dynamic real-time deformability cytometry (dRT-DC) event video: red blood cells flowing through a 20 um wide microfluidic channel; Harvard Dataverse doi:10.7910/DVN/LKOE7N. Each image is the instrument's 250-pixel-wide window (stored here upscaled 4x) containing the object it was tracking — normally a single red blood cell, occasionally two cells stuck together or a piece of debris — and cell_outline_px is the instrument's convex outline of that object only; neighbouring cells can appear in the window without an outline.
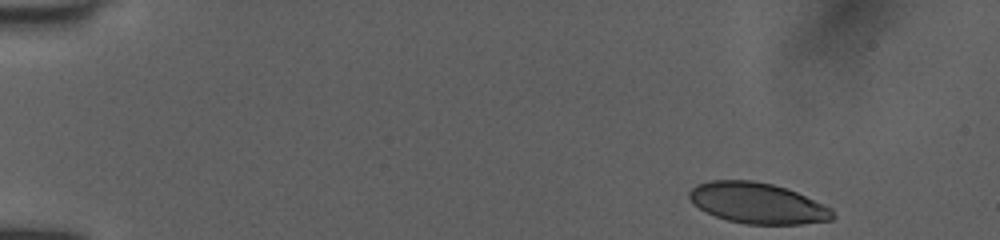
{"species": "human", "species_latin": "Homo sapiens", "temperature_condition": "room temperature", "stored_images_in_passage": 46, "camera_frame_rate_fps": 3000, "um_per_image_px": 0.085, "donor": {"sex": "female"}, "frame": {"image": 1, "passage_image": 1, "time_ms": 0.0, "image_size_px": [1000, 240], "cell_outline_px": [[836, 216], [832, 220], [800, 224], [748, 224], [728, 220], [716, 216], [692, 204], [688, 196], [688, 192], [696, 184], [708, 180], [752, 180], [772, 184], [796, 192], [832, 208]], "centroid_in_image_um": [64.38, 17.26], "position_along_channel_um": 20.6, "area_um2": 34.04}}
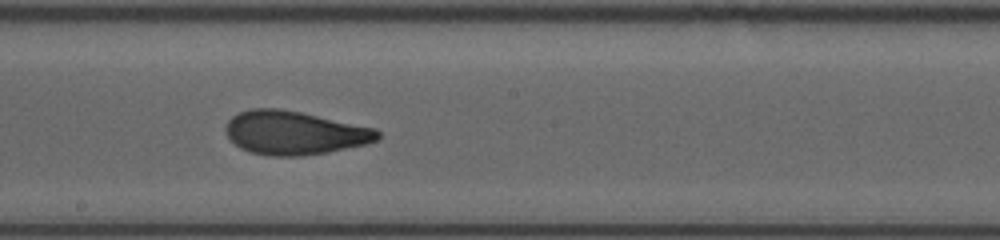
{"frame": {"image": 2, "passage_image": 25, "time_ms": 8.0, "image_size_px": [1000, 240], "cell_outline_px": [[380, 136], [376, 140], [368, 144], [328, 152], [300, 156], [272, 156], [252, 152], [240, 148], [228, 136], [224, 128], [228, 120], [232, 116], [240, 112], [252, 108], [276, 108], [300, 112], [376, 128], [380, 132]], "centroid_in_image_um": [25.04, 11.29], "position_along_channel_um": 223.2, "area_um2": 38.49}}
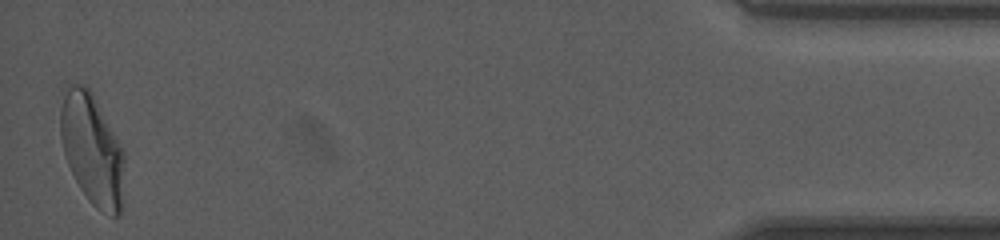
{"frame": {"image": 3, "passage_image": 46, "time_ms": 15.0, "image_size_px": [1000, 240], "cell_outline_px": [[124, 208], [116, 216], [112, 216], [100, 212], [88, 200], [80, 188], [68, 164], [64, 152], [60, 136], [60, 88], [76, 84], [84, 84], [92, 92], [124, 152]], "centroid_in_image_um": [7.82, 12.71], "position_along_channel_um": 427.4, "area_um2": 42.02}, "authors_computed_cell_mechanics": {"area_um2": 38.1769, "velocity_mm_per_s": 4.0449, "shape_relaxation_time_tau1_ms": 7.0468, "shape_relaxation_time_tau2_ms": 1.2973, "deformation_change_tau1": 0.2315, "deformation_change_tau2": 0.0785}}